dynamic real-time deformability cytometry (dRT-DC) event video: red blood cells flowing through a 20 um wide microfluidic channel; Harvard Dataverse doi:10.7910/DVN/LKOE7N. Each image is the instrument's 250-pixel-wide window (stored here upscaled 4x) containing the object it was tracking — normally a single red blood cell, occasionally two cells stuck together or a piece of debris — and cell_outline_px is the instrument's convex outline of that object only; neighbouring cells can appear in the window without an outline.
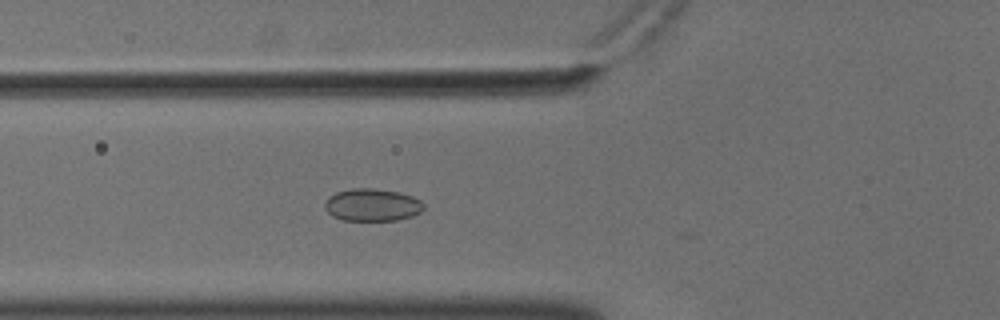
{"species": "common noctule bat (a hibernating species)", "species_latin": "Nyctalus noctula", "temperature_condition": "cold", "stored_images_in_passage": 17, "camera_frame_rate_fps": 3000, "um_per_image_px": 0.085, "animal": {"sex": "male", "body_mass_g": 18.8}, "frame": {"image": 1, "passage_image": 7, "time_ms": 2.0, "image_size_px": [1000, 320], "cell_outline_px": [[424, 208], [420, 212], [412, 216], [396, 220], [344, 220], [332, 216], [324, 208], [324, 204], [328, 196], [336, 192], [352, 188], [376, 188], [400, 192], [412, 196], [420, 200], [424, 204]], "centroid_in_image_um": [31.63, 17.4], "position_along_channel_um": 94.2, "area_um2": 18.84}}
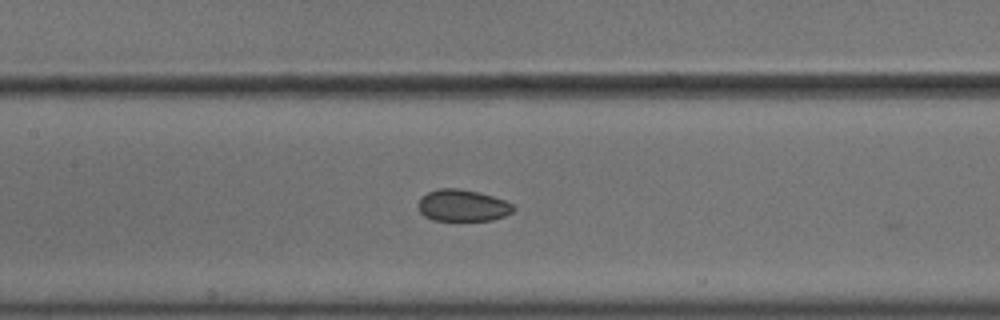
{"frame": {"image": 2, "passage_image": 13, "time_ms": 4.0, "image_size_px": [1000, 320], "cell_outline_px": [[516, 208], [512, 212], [504, 216], [492, 220], [432, 220], [424, 216], [420, 212], [420, 200], [428, 192], [440, 188], [460, 188], [480, 192], [504, 200], [512, 204]], "centroid_in_image_um": [39.35, 17.46], "position_along_channel_um": 168.0, "area_um2": 17.46}}
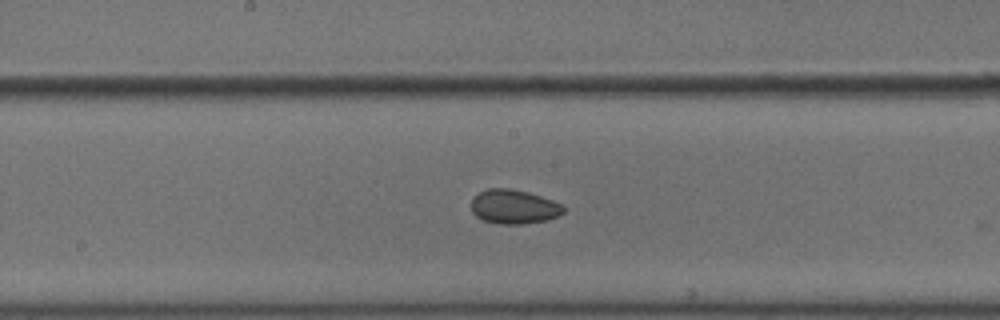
{"frame": {"image": 3, "passage_image": 16, "time_ms": 5.0, "image_size_px": [1000, 320], "cell_outline_px": [[564, 212], [548, 220], [520, 224], [500, 224], [484, 220], [476, 216], [472, 212], [472, 200], [480, 192], [488, 188], [508, 188], [528, 192], [564, 204]], "centroid_in_image_um": [43.7, 17.57], "position_along_channel_um": 204.5, "area_um2": 18.26}}